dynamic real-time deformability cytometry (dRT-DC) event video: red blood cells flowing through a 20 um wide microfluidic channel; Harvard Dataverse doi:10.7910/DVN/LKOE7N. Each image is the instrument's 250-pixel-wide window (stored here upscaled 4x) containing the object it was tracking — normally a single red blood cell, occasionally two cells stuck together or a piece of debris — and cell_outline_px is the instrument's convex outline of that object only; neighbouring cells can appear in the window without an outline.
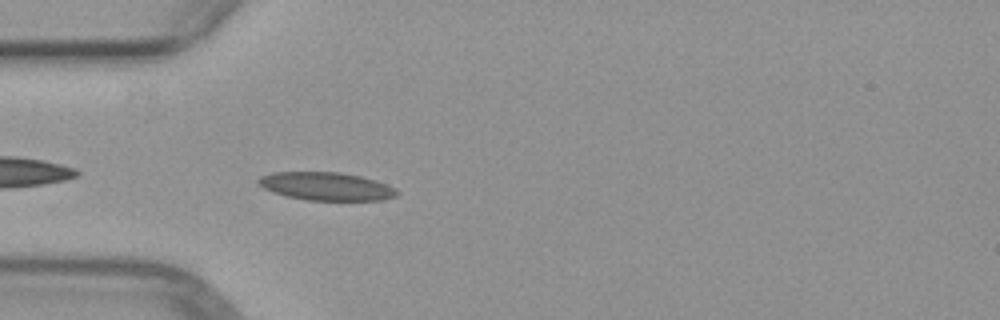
{"species": "common noctule bat (a hibernating species)", "species_latin": "Nyctalus noctula", "temperature_condition": "warm", "stored_images_in_passage": 15, "camera_frame_rate_fps": 3000, "um_per_image_px": 0.085, "animal": {"sex": "female", "body_mass_g": 29.2, "forearm_length_mm": 56.3}, "frame": {"image": 1, "passage_image": 2, "time_ms": 0.333, "image_size_px": [1000, 320], "cell_outline_px": [[400, 192], [396, 196], [384, 200], [304, 200], [272, 192], [256, 184], [256, 180], [260, 176], [272, 172], [340, 172], [360, 176], [376, 180], [396, 188]], "centroid_in_image_um": [27.72, 15.83], "position_along_channel_um": 57.3, "area_um2": 22.89}}
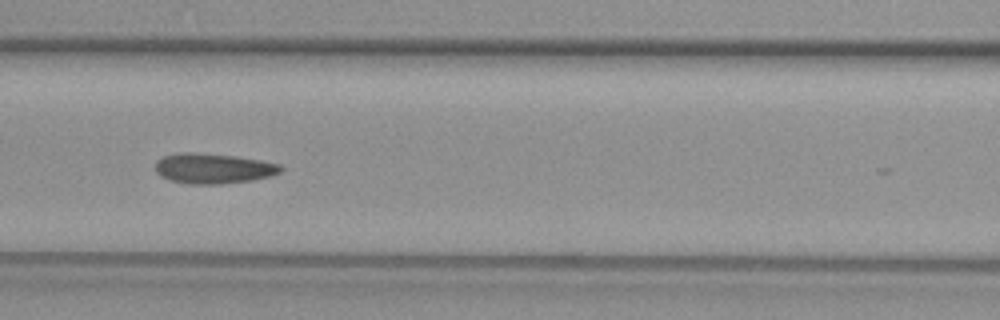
{"frame": {"image": 2, "passage_image": 9, "time_ms": 2.667, "image_size_px": [1000, 320], "cell_outline_px": [[284, 168], [280, 172], [272, 176], [252, 180], [220, 184], [188, 184], [168, 180], [160, 176], [156, 172], [156, 160], [164, 156], [176, 152], [196, 152], [236, 156], [260, 160], [280, 164]], "centroid_in_image_um": [18.11, 14.31], "position_along_channel_um": 148.5, "area_um2": 22.37}}
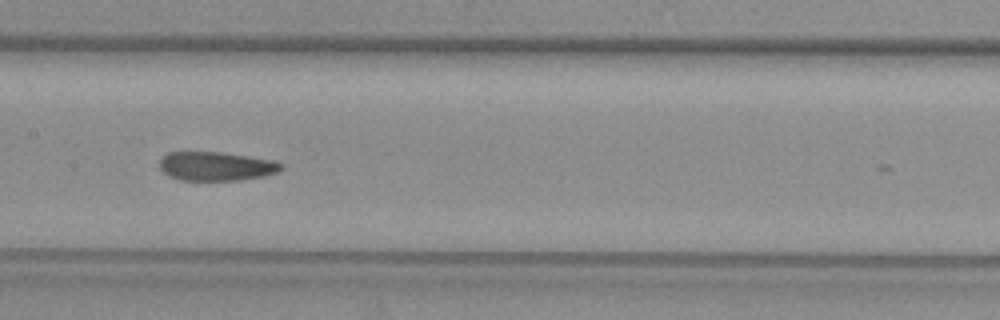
{"frame": {"image": 3, "passage_image": 12, "time_ms": 3.667, "image_size_px": [1000, 320], "cell_outline_px": [[284, 168], [276, 172], [264, 176], [240, 180], [180, 180], [168, 176], [160, 168], [160, 160], [168, 152], [220, 152], [272, 160], [284, 164]], "centroid_in_image_um": [18.37, 14.13], "position_along_channel_um": 189.0, "area_um2": 20.4}}